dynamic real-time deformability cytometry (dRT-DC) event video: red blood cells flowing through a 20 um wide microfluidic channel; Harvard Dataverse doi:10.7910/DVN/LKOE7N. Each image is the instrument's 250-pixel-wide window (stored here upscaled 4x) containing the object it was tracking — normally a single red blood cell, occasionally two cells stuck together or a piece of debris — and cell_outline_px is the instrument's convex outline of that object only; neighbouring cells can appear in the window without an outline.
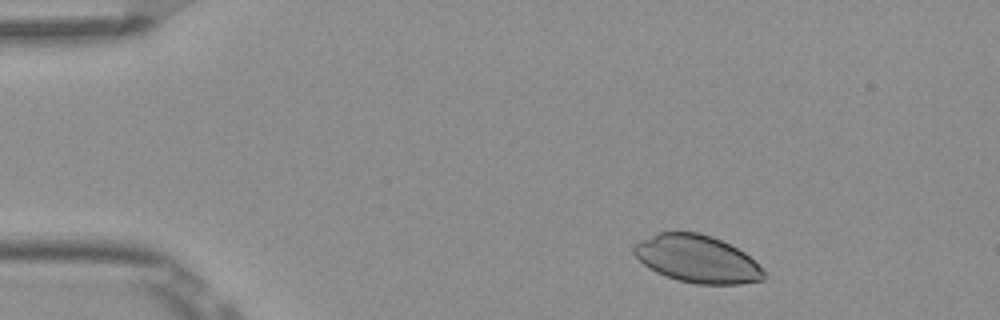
{"species": "Egyptian fruit bat (a non-hibernating species)", "species_latin": "Rousettus aegyptiacus", "temperature_condition": "room temperature", "stored_images_in_passage": 3, "camera_frame_rate_fps": 3000, "um_per_image_px": 0.085, "frame": {"image": 1, "passage_image": 2, "time_ms": 0.333, "image_size_px": [1000, 320], "cell_outline_px": [[764, 280], [740, 284], [696, 284], [676, 280], [656, 272], [648, 268], [632, 252], [632, 248], [636, 244], [656, 232], [696, 232], [712, 236], [744, 252], [764, 272]], "centroid_in_image_um": [59.22, 22.02], "position_along_channel_um": 25.8, "area_um2": 35.6}}